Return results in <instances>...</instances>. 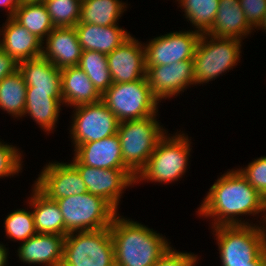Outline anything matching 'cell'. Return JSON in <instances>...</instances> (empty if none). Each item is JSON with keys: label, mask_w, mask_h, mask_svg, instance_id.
<instances>
[{"label": "cell", "mask_w": 266, "mask_h": 266, "mask_svg": "<svg viewBox=\"0 0 266 266\" xmlns=\"http://www.w3.org/2000/svg\"><path fill=\"white\" fill-rule=\"evenodd\" d=\"M207 193L197 213L200 217H212V227L249 225V222L241 221L239 216H256L259 213L264 215L260 223L266 224V199L247 182L238 169L221 175Z\"/></svg>", "instance_id": "1"}, {"label": "cell", "mask_w": 266, "mask_h": 266, "mask_svg": "<svg viewBox=\"0 0 266 266\" xmlns=\"http://www.w3.org/2000/svg\"><path fill=\"white\" fill-rule=\"evenodd\" d=\"M115 266H152L170 247L162 234L117 213L109 227Z\"/></svg>", "instance_id": "2"}, {"label": "cell", "mask_w": 266, "mask_h": 266, "mask_svg": "<svg viewBox=\"0 0 266 266\" xmlns=\"http://www.w3.org/2000/svg\"><path fill=\"white\" fill-rule=\"evenodd\" d=\"M185 133H167L158 141L146 165L135 176V184L140 181L171 183L185 174L191 152V142Z\"/></svg>", "instance_id": "3"}, {"label": "cell", "mask_w": 266, "mask_h": 266, "mask_svg": "<svg viewBox=\"0 0 266 266\" xmlns=\"http://www.w3.org/2000/svg\"><path fill=\"white\" fill-rule=\"evenodd\" d=\"M212 229L222 266H250L266 251L265 224L219 225Z\"/></svg>", "instance_id": "4"}, {"label": "cell", "mask_w": 266, "mask_h": 266, "mask_svg": "<svg viewBox=\"0 0 266 266\" xmlns=\"http://www.w3.org/2000/svg\"><path fill=\"white\" fill-rule=\"evenodd\" d=\"M156 116L157 114L119 122L117 135L120 139L123 162L135 175L146 165L158 141L168 133L157 121Z\"/></svg>", "instance_id": "5"}, {"label": "cell", "mask_w": 266, "mask_h": 266, "mask_svg": "<svg viewBox=\"0 0 266 266\" xmlns=\"http://www.w3.org/2000/svg\"><path fill=\"white\" fill-rule=\"evenodd\" d=\"M241 42L236 38L201 34L193 57L195 85L208 83L232 70L241 58Z\"/></svg>", "instance_id": "6"}, {"label": "cell", "mask_w": 266, "mask_h": 266, "mask_svg": "<svg viewBox=\"0 0 266 266\" xmlns=\"http://www.w3.org/2000/svg\"><path fill=\"white\" fill-rule=\"evenodd\" d=\"M64 218V236L109 228L117 211L103 198L82 193L57 199Z\"/></svg>", "instance_id": "7"}, {"label": "cell", "mask_w": 266, "mask_h": 266, "mask_svg": "<svg viewBox=\"0 0 266 266\" xmlns=\"http://www.w3.org/2000/svg\"><path fill=\"white\" fill-rule=\"evenodd\" d=\"M101 100L119 122L158 114L159 100L153 95L146 77L128 83H113L101 95Z\"/></svg>", "instance_id": "8"}, {"label": "cell", "mask_w": 266, "mask_h": 266, "mask_svg": "<svg viewBox=\"0 0 266 266\" xmlns=\"http://www.w3.org/2000/svg\"><path fill=\"white\" fill-rule=\"evenodd\" d=\"M61 266H115L110 229L68 233Z\"/></svg>", "instance_id": "9"}, {"label": "cell", "mask_w": 266, "mask_h": 266, "mask_svg": "<svg viewBox=\"0 0 266 266\" xmlns=\"http://www.w3.org/2000/svg\"><path fill=\"white\" fill-rule=\"evenodd\" d=\"M73 108L70 134L74 149L117 134L119 120L102 100Z\"/></svg>", "instance_id": "10"}, {"label": "cell", "mask_w": 266, "mask_h": 266, "mask_svg": "<svg viewBox=\"0 0 266 266\" xmlns=\"http://www.w3.org/2000/svg\"><path fill=\"white\" fill-rule=\"evenodd\" d=\"M79 172L87 192L105 199L117 212L123 190L135 184L130 169H100L81 164L75 157L70 162Z\"/></svg>", "instance_id": "11"}, {"label": "cell", "mask_w": 266, "mask_h": 266, "mask_svg": "<svg viewBox=\"0 0 266 266\" xmlns=\"http://www.w3.org/2000/svg\"><path fill=\"white\" fill-rule=\"evenodd\" d=\"M200 36L201 34L195 29L194 31H175L155 37L146 44L143 43L145 67L193 60Z\"/></svg>", "instance_id": "12"}, {"label": "cell", "mask_w": 266, "mask_h": 266, "mask_svg": "<svg viewBox=\"0 0 266 266\" xmlns=\"http://www.w3.org/2000/svg\"><path fill=\"white\" fill-rule=\"evenodd\" d=\"M146 78L153 95L159 101L169 99L195 85L194 61L184 60L169 65L148 66Z\"/></svg>", "instance_id": "13"}, {"label": "cell", "mask_w": 266, "mask_h": 266, "mask_svg": "<svg viewBox=\"0 0 266 266\" xmlns=\"http://www.w3.org/2000/svg\"><path fill=\"white\" fill-rule=\"evenodd\" d=\"M38 176L34 185L51 200L87 193L81 175L71 163L49 162Z\"/></svg>", "instance_id": "14"}, {"label": "cell", "mask_w": 266, "mask_h": 266, "mask_svg": "<svg viewBox=\"0 0 266 266\" xmlns=\"http://www.w3.org/2000/svg\"><path fill=\"white\" fill-rule=\"evenodd\" d=\"M106 56L113 83H128L146 77L144 45L132 35Z\"/></svg>", "instance_id": "15"}, {"label": "cell", "mask_w": 266, "mask_h": 266, "mask_svg": "<svg viewBox=\"0 0 266 266\" xmlns=\"http://www.w3.org/2000/svg\"><path fill=\"white\" fill-rule=\"evenodd\" d=\"M44 41L42 56L56 68L78 66L82 48L75 27H55Z\"/></svg>", "instance_id": "16"}, {"label": "cell", "mask_w": 266, "mask_h": 266, "mask_svg": "<svg viewBox=\"0 0 266 266\" xmlns=\"http://www.w3.org/2000/svg\"><path fill=\"white\" fill-rule=\"evenodd\" d=\"M66 236L37 233L18 248V257L26 264L61 266Z\"/></svg>", "instance_id": "17"}, {"label": "cell", "mask_w": 266, "mask_h": 266, "mask_svg": "<svg viewBox=\"0 0 266 266\" xmlns=\"http://www.w3.org/2000/svg\"><path fill=\"white\" fill-rule=\"evenodd\" d=\"M3 25L0 30V48L17 63L42 56L43 42L13 17L7 18Z\"/></svg>", "instance_id": "18"}, {"label": "cell", "mask_w": 266, "mask_h": 266, "mask_svg": "<svg viewBox=\"0 0 266 266\" xmlns=\"http://www.w3.org/2000/svg\"><path fill=\"white\" fill-rule=\"evenodd\" d=\"M74 157L83 165L100 169H129L123 162L117 134L83 143L74 149Z\"/></svg>", "instance_id": "19"}, {"label": "cell", "mask_w": 266, "mask_h": 266, "mask_svg": "<svg viewBox=\"0 0 266 266\" xmlns=\"http://www.w3.org/2000/svg\"><path fill=\"white\" fill-rule=\"evenodd\" d=\"M75 30L82 51L91 50L106 55L131 36L130 32L118 25L99 26L90 23H77Z\"/></svg>", "instance_id": "20"}, {"label": "cell", "mask_w": 266, "mask_h": 266, "mask_svg": "<svg viewBox=\"0 0 266 266\" xmlns=\"http://www.w3.org/2000/svg\"><path fill=\"white\" fill-rule=\"evenodd\" d=\"M61 94L62 103L71 108L101 100V94L78 66L61 69Z\"/></svg>", "instance_id": "21"}, {"label": "cell", "mask_w": 266, "mask_h": 266, "mask_svg": "<svg viewBox=\"0 0 266 266\" xmlns=\"http://www.w3.org/2000/svg\"><path fill=\"white\" fill-rule=\"evenodd\" d=\"M252 30L254 29L249 25L239 0H219L215 22L207 34L243 40Z\"/></svg>", "instance_id": "22"}, {"label": "cell", "mask_w": 266, "mask_h": 266, "mask_svg": "<svg viewBox=\"0 0 266 266\" xmlns=\"http://www.w3.org/2000/svg\"><path fill=\"white\" fill-rule=\"evenodd\" d=\"M27 90L41 92H61V69L56 68L43 56L18 63Z\"/></svg>", "instance_id": "23"}, {"label": "cell", "mask_w": 266, "mask_h": 266, "mask_svg": "<svg viewBox=\"0 0 266 266\" xmlns=\"http://www.w3.org/2000/svg\"><path fill=\"white\" fill-rule=\"evenodd\" d=\"M61 92L26 91L24 115L28 114L40 125L43 131L50 133L55 129L61 110Z\"/></svg>", "instance_id": "24"}, {"label": "cell", "mask_w": 266, "mask_h": 266, "mask_svg": "<svg viewBox=\"0 0 266 266\" xmlns=\"http://www.w3.org/2000/svg\"><path fill=\"white\" fill-rule=\"evenodd\" d=\"M37 233L64 236V218L58 203L49 199L34 184L29 197Z\"/></svg>", "instance_id": "25"}, {"label": "cell", "mask_w": 266, "mask_h": 266, "mask_svg": "<svg viewBox=\"0 0 266 266\" xmlns=\"http://www.w3.org/2000/svg\"><path fill=\"white\" fill-rule=\"evenodd\" d=\"M122 0H82L80 21L99 26L117 25L127 6Z\"/></svg>", "instance_id": "26"}, {"label": "cell", "mask_w": 266, "mask_h": 266, "mask_svg": "<svg viewBox=\"0 0 266 266\" xmlns=\"http://www.w3.org/2000/svg\"><path fill=\"white\" fill-rule=\"evenodd\" d=\"M27 86L22 73L16 70L0 81V108L15 118L23 117Z\"/></svg>", "instance_id": "27"}, {"label": "cell", "mask_w": 266, "mask_h": 266, "mask_svg": "<svg viewBox=\"0 0 266 266\" xmlns=\"http://www.w3.org/2000/svg\"><path fill=\"white\" fill-rule=\"evenodd\" d=\"M13 18L42 42L55 28L44 3L21 4Z\"/></svg>", "instance_id": "28"}, {"label": "cell", "mask_w": 266, "mask_h": 266, "mask_svg": "<svg viewBox=\"0 0 266 266\" xmlns=\"http://www.w3.org/2000/svg\"><path fill=\"white\" fill-rule=\"evenodd\" d=\"M184 10L186 20L200 34L207 33L215 22L219 0H177Z\"/></svg>", "instance_id": "29"}, {"label": "cell", "mask_w": 266, "mask_h": 266, "mask_svg": "<svg viewBox=\"0 0 266 266\" xmlns=\"http://www.w3.org/2000/svg\"><path fill=\"white\" fill-rule=\"evenodd\" d=\"M78 67L85 72L101 95L113 84L106 54L82 51Z\"/></svg>", "instance_id": "30"}, {"label": "cell", "mask_w": 266, "mask_h": 266, "mask_svg": "<svg viewBox=\"0 0 266 266\" xmlns=\"http://www.w3.org/2000/svg\"><path fill=\"white\" fill-rule=\"evenodd\" d=\"M82 0H45L54 27H75L80 21Z\"/></svg>", "instance_id": "31"}, {"label": "cell", "mask_w": 266, "mask_h": 266, "mask_svg": "<svg viewBox=\"0 0 266 266\" xmlns=\"http://www.w3.org/2000/svg\"><path fill=\"white\" fill-rule=\"evenodd\" d=\"M7 238L25 242L37 234L32 211L17 209L11 212L4 221Z\"/></svg>", "instance_id": "32"}, {"label": "cell", "mask_w": 266, "mask_h": 266, "mask_svg": "<svg viewBox=\"0 0 266 266\" xmlns=\"http://www.w3.org/2000/svg\"><path fill=\"white\" fill-rule=\"evenodd\" d=\"M247 182L266 199V156L254 159L247 167L239 168Z\"/></svg>", "instance_id": "33"}, {"label": "cell", "mask_w": 266, "mask_h": 266, "mask_svg": "<svg viewBox=\"0 0 266 266\" xmlns=\"http://www.w3.org/2000/svg\"><path fill=\"white\" fill-rule=\"evenodd\" d=\"M22 163L20 150L0 141V178L18 174L22 170Z\"/></svg>", "instance_id": "34"}, {"label": "cell", "mask_w": 266, "mask_h": 266, "mask_svg": "<svg viewBox=\"0 0 266 266\" xmlns=\"http://www.w3.org/2000/svg\"><path fill=\"white\" fill-rule=\"evenodd\" d=\"M249 25L258 29L266 13V0H239Z\"/></svg>", "instance_id": "35"}, {"label": "cell", "mask_w": 266, "mask_h": 266, "mask_svg": "<svg viewBox=\"0 0 266 266\" xmlns=\"http://www.w3.org/2000/svg\"><path fill=\"white\" fill-rule=\"evenodd\" d=\"M197 258L194 253L179 252L170 246L152 266H190Z\"/></svg>", "instance_id": "36"}, {"label": "cell", "mask_w": 266, "mask_h": 266, "mask_svg": "<svg viewBox=\"0 0 266 266\" xmlns=\"http://www.w3.org/2000/svg\"><path fill=\"white\" fill-rule=\"evenodd\" d=\"M18 70V63L0 48V81Z\"/></svg>", "instance_id": "37"}, {"label": "cell", "mask_w": 266, "mask_h": 266, "mask_svg": "<svg viewBox=\"0 0 266 266\" xmlns=\"http://www.w3.org/2000/svg\"><path fill=\"white\" fill-rule=\"evenodd\" d=\"M20 5V0H0V8H7L8 18L14 17L15 12Z\"/></svg>", "instance_id": "38"}, {"label": "cell", "mask_w": 266, "mask_h": 266, "mask_svg": "<svg viewBox=\"0 0 266 266\" xmlns=\"http://www.w3.org/2000/svg\"><path fill=\"white\" fill-rule=\"evenodd\" d=\"M8 250L0 243V266H6L8 262Z\"/></svg>", "instance_id": "39"}, {"label": "cell", "mask_w": 266, "mask_h": 266, "mask_svg": "<svg viewBox=\"0 0 266 266\" xmlns=\"http://www.w3.org/2000/svg\"><path fill=\"white\" fill-rule=\"evenodd\" d=\"M250 266H266V251L254 262H250Z\"/></svg>", "instance_id": "40"}, {"label": "cell", "mask_w": 266, "mask_h": 266, "mask_svg": "<svg viewBox=\"0 0 266 266\" xmlns=\"http://www.w3.org/2000/svg\"><path fill=\"white\" fill-rule=\"evenodd\" d=\"M45 0H20L21 4L43 3Z\"/></svg>", "instance_id": "41"}, {"label": "cell", "mask_w": 266, "mask_h": 266, "mask_svg": "<svg viewBox=\"0 0 266 266\" xmlns=\"http://www.w3.org/2000/svg\"><path fill=\"white\" fill-rule=\"evenodd\" d=\"M264 29V31L266 32V13H265V15H264V18H263V21H262V23H261V25L258 27V30L259 29Z\"/></svg>", "instance_id": "42"}, {"label": "cell", "mask_w": 266, "mask_h": 266, "mask_svg": "<svg viewBox=\"0 0 266 266\" xmlns=\"http://www.w3.org/2000/svg\"><path fill=\"white\" fill-rule=\"evenodd\" d=\"M198 260H199V258H197L196 260H194V261L191 263V265H190V266H196L195 264H197V263H198V262H197Z\"/></svg>", "instance_id": "43"}]
</instances>
